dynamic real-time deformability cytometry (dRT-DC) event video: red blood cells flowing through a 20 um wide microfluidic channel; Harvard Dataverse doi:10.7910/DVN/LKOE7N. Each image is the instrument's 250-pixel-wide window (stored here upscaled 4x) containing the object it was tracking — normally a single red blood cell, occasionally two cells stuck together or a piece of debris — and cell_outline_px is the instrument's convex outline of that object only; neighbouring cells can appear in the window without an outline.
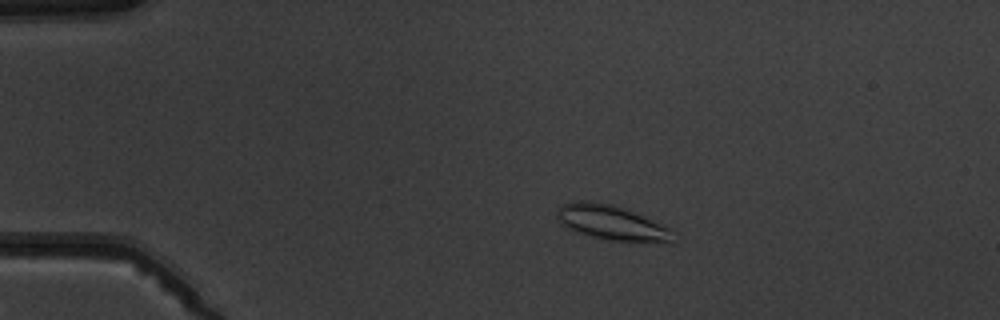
{"species": "common noctule bat (a hibernating species)", "species_latin": "Nyctalus noctula", "temperature_condition": "warm", "stored_images_in_passage": 6, "camera_frame_rate_fps": 3000, "um_per_image_px": 0.085, "animal": {"sex": "male", "body_mass_g": 19.5, "forearm_length_mm": 54.6}, "frame": {"image": 1, "passage_image": 3, "time_ms": 2.333, "image_size_px": [1000, 320], "cell_outline_px": [[672, 228], [668, 240], [608, 240], [572, 232], [560, 224], [556, 216], [556, 208], [572, 200], [588, 200], [612, 204], [624, 208], [644, 216]], "centroid_in_image_um": [51.79, 18.87], "position_along_channel_um": 33.2, "area_um2": 23.18}}
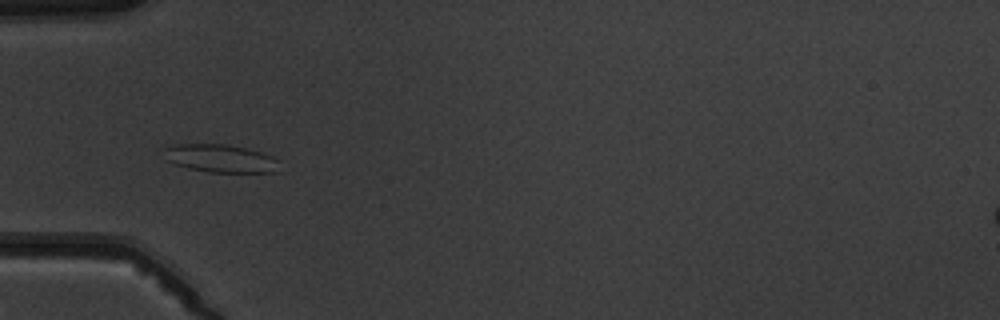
{"frame": {"image": 2, "passage_image": 5, "time_ms": 4.667, "image_size_px": [1000, 320], "cell_outline_px": [[280, 160], [276, 172], [208, 172], [188, 168], [176, 164], [168, 160], [164, 148], [176, 144], [228, 144], [260, 152], [272, 156]], "centroid_in_image_um": [18.78, 13.46], "position_along_channel_um": 66.2, "area_um2": 18.61}}
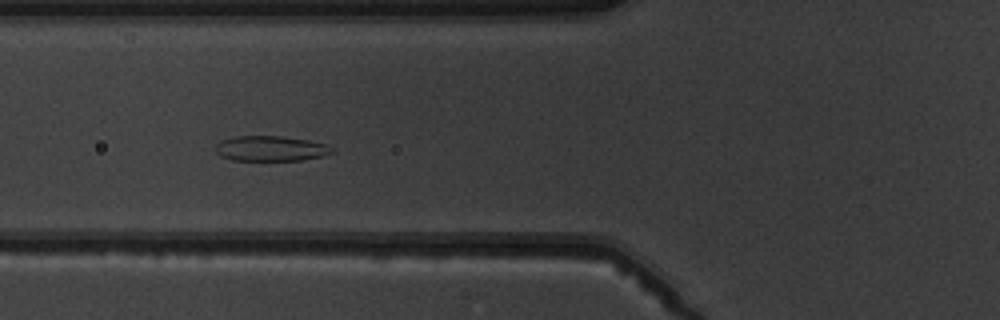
{"frame": {"image": 3, "passage_image": 6, "time_ms": 5.667, "image_size_px": [1000, 320], "cell_outline_px": [[336, 152], [324, 156], [300, 160], [232, 160], [220, 156], [216, 152], [216, 144], [220, 140], [236, 136], [280, 136], [308, 140], [324, 144], [332, 148]], "centroid_in_image_um": [23.0, 12.62], "position_along_channel_um": 102.8, "area_um2": 17.11}}